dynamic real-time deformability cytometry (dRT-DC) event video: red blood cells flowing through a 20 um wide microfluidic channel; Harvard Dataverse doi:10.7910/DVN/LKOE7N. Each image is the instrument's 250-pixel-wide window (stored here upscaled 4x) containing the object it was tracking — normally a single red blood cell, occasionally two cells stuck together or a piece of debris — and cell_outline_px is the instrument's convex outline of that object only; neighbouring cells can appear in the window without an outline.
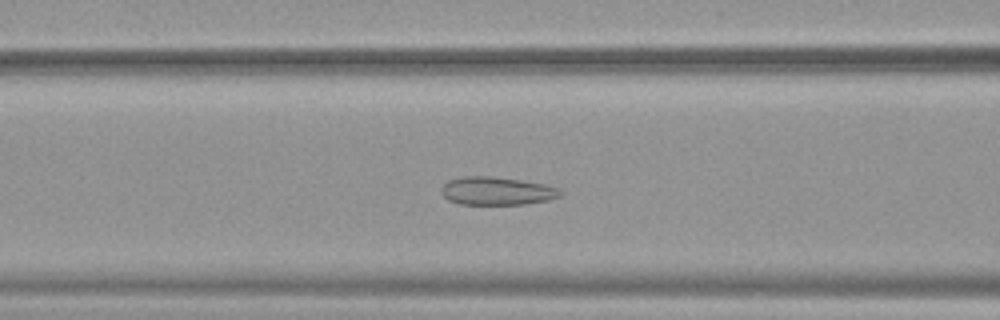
{"species": "common noctule bat (a hibernating species)", "species_latin": "Nyctalus noctula", "temperature_condition": "warm", "stored_images_in_passage": 50, "camera_frame_rate_fps": 3000, "um_per_image_px": 0.085, "animal": {"sex": "female", "body_mass_g": 19.9}, "frame": {"image": 1, "passage_image": 19, "time_ms": 6.0, "image_size_px": [1000, 320], "cell_outline_px": [[564, 192], [560, 196], [548, 200], [524, 204], [460, 204], [448, 200], [440, 192], [440, 188], [448, 180], [460, 176], [496, 176], [544, 184], [560, 188]], "centroid_in_image_um": [42.22, 16.22], "position_along_channel_um": 124.4, "area_um2": 19.71}}
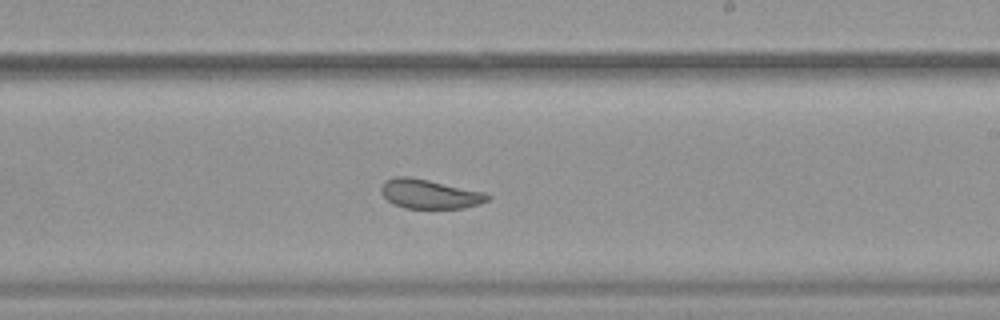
{"frame": {"image": 2, "passage_image": 29, "time_ms": 9.333, "image_size_px": [1000, 320], "cell_outline_px": [[492, 196], [488, 200], [480, 204], [464, 208], [404, 208], [392, 204], [380, 192], [380, 188], [384, 180], [396, 176], [408, 176], [428, 180], [484, 192]], "centroid_in_image_um": [36.49, 16.49], "position_along_channel_um": 252.5, "area_um2": 18.21}}
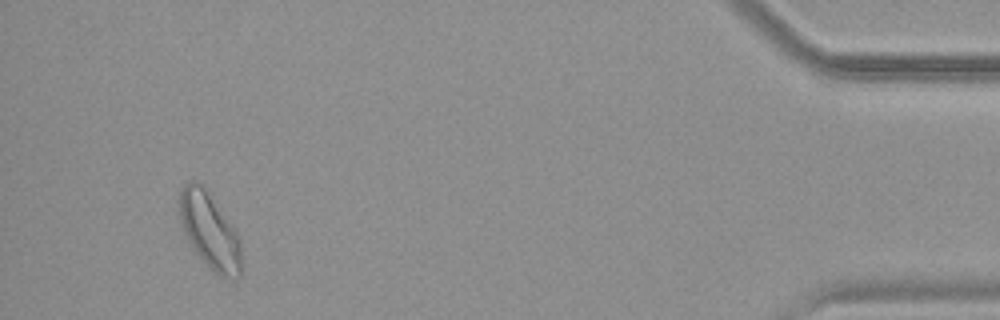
{"frame": {"image": 3, "passage_image": 47, "time_ms": 15.333, "image_size_px": [1000, 320], "cell_outline_px": [[244, 264], [240, 276], [220, 276], [208, 268], [192, 248], [180, 224], [180, 188], [188, 180], [192, 180], [200, 184], [204, 188], [232, 224], [240, 240]], "centroid_in_image_um": [17.84, 19.66], "position_along_channel_um": 417.4, "area_um2": 27.46}, "authors_computed_cell_mechanics": {"area_um2": 22.1952, "velocity_mm_per_s": 3.8547, "shape_relaxation_time_tau1_ms": null, "shape_relaxation_time_tau2_ms": 1.2875, "deformation_change_tau1": null, "deformation_change_tau2": 0.0879}}